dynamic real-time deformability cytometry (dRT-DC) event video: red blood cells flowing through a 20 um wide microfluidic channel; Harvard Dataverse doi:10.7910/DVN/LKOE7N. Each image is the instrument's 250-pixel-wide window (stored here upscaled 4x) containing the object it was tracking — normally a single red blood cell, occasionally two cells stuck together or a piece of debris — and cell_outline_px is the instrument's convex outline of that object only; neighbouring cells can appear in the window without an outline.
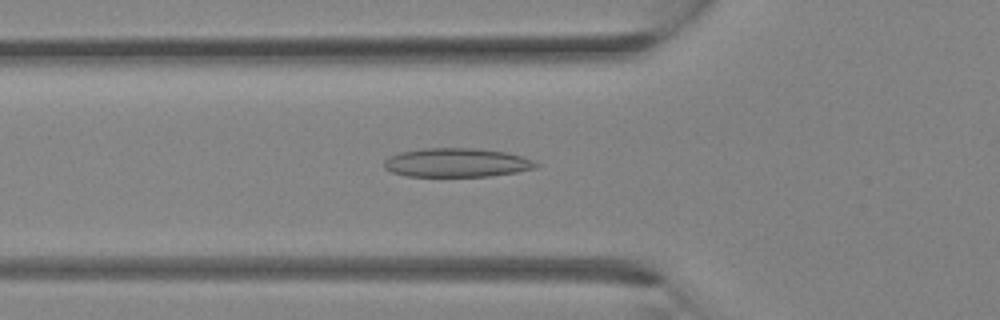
{"species": "Egyptian fruit bat (a non-hibernating species)", "species_latin": "Rousettus aegyptiacus", "temperature_condition": "room temperature", "stored_images_in_passage": 31, "camera_frame_rate_fps": 3000, "um_per_image_px": 0.085, "animal": {"sex": "female"}, "frame": {"image": 1, "passage_image": 10, "time_ms": 3.0, "image_size_px": [1000, 320], "cell_outline_px": [[540, 164], [536, 168], [516, 172], [488, 176], [408, 176], [392, 172], [384, 168], [384, 160], [388, 156], [400, 152], [424, 148], [472, 148], [508, 152], [532, 160]], "centroid_in_image_um": [38.8, 13.82], "position_along_channel_um": 87.0, "area_um2": 25.55}}
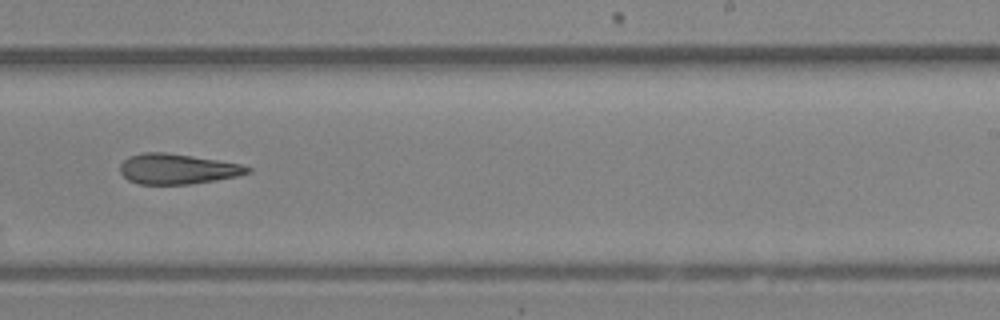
{"frame": {"image": 2, "passage_image": 19, "time_ms": 6.0, "image_size_px": [1000, 320], "cell_outline_px": [[252, 172], [236, 176], [216, 180], [192, 184], [140, 184], [128, 180], [120, 172], [120, 164], [128, 156], [144, 152], [164, 152], [192, 156], [240, 164], [252, 168]], "centroid_in_image_um": [15.06, 14.36], "position_along_channel_um": 273.9, "area_um2": 22.43}}
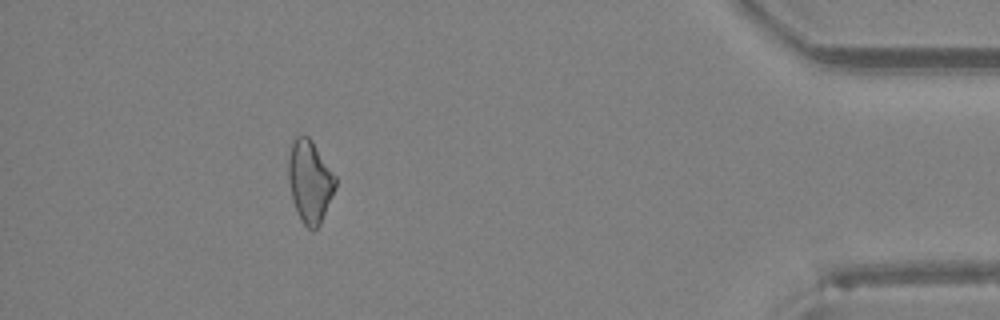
{"frame": {"image": 3, "passage_image": 28, "time_ms": 9.0, "image_size_px": [1000, 320], "cell_outline_px": [[336, 188], [320, 224], [312, 232], [300, 220], [292, 200], [288, 180], [288, 156], [292, 140], [296, 136], [308, 136], [312, 140], [336, 176]], "centroid_in_image_um": [26.33, 15.42], "position_along_channel_um": 408.9, "area_um2": 22.77}}